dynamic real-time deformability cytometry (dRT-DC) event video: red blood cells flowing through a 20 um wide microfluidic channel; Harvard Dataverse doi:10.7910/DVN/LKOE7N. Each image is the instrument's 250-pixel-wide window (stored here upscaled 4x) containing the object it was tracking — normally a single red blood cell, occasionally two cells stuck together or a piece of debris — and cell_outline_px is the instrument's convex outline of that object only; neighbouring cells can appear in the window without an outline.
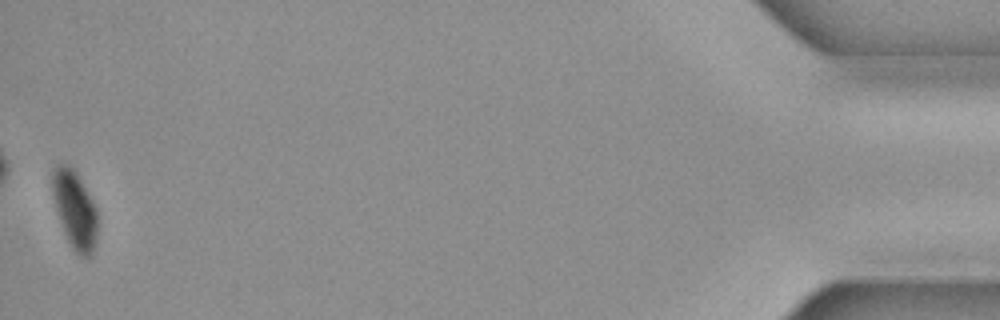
{"species": "common noctule bat (a hibernating species)", "species_latin": "Nyctalus noctula", "temperature_condition": "cold", "stored_images_in_passage": 56, "camera_frame_rate_fps": 3000, "um_per_image_px": 0.085, "animal": {"sex": "female", "body_mass_g": 19.3, "forearm_length_mm": 54.1}, "frame": {"image": 1, "passage_image": 56, "time_ms": 18.333, "image_size_px": [1000, 320], "cell_outline_px": [[96, 244], [92, 256], [80, 256], [72, 248], [68, 240], [56, 208], [52, 188], [52, 180], [56, 168], [60, 164], [64, 164], [72, 168], [76, 172], [96, 208]], "centroid_in_image_um": [6.38, 17.87], "position_along_channel_um": 428.8, "area_um2": 19.65}}